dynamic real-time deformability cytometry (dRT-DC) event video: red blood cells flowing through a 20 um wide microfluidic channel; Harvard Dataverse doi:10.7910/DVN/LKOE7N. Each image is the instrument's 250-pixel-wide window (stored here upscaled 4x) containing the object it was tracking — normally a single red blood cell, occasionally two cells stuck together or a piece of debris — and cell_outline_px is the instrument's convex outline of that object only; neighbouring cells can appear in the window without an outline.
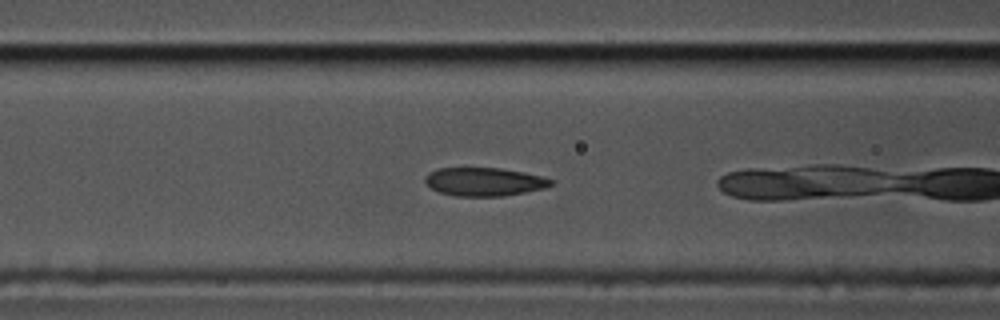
{"species": "common noctule bat (a hibernating species)", "species_latin": "Nyctalus noctula", "temperature_condition": "cold", "stored_images_in_passage": 7, "camera_frame_rate_fps": 3000, "um_per_image_px": 0.085, "animal": {"sex": "male", "body_mass_g": 17.5, "forearm_length_mm": 52.3}, "frame": {"image": 1, "passage_image": 5, "time_ms": 1.333, "image_size_px": [1000, 320], "cell_outline_px": [[556, 184], [544, 188], [504, 196], [456, 196], [440, 192], [432, 188], [424, 180], [424, 176], [428, 172], [436, 168], [500, 168], [524, 172], [556, 180]], "centroid_in_image_um": [41.18, 15.44], "position_along_channel_um": 125.4, "area_um2": 20.92}}